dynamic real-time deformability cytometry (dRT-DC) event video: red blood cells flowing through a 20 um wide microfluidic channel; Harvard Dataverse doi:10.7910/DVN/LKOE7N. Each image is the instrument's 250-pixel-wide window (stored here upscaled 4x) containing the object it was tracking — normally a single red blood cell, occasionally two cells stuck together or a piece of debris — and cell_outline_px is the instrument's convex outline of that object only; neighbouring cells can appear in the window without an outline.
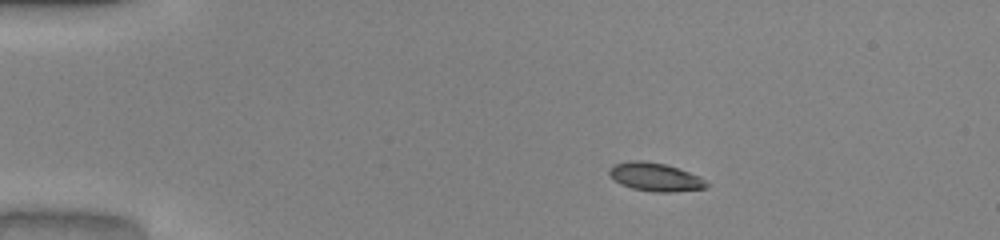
{"species": "common noctule bat (a hibernating species)", "species_latin": "Nyctalus noctula", "temperature_condition": "warm", "stored_images_in_passage": 42, "camera_frame_rate_fps": 3000, "um_per_image_px": 0.085, "animal": {"sex": "male", "body_mass_g": 20.0, "forearm_length_mm": 53.3}, "frame": {"image": 1, "passage_image": 1, "time_ms": 0.0, "image_size_px": [1000, 240], "cell_outline_px": [[712, 184], [708, 188], [672, 192], [652, 192], [632, 188], [620, 184], [608, 172], [616, 164], [628, 160], [644, 160], [664, 164], [700, 176]], "centroid_in_image_um": [55.77, 15.06], "position_along_channel_um": 29.2, "area_um2": 16.07}}
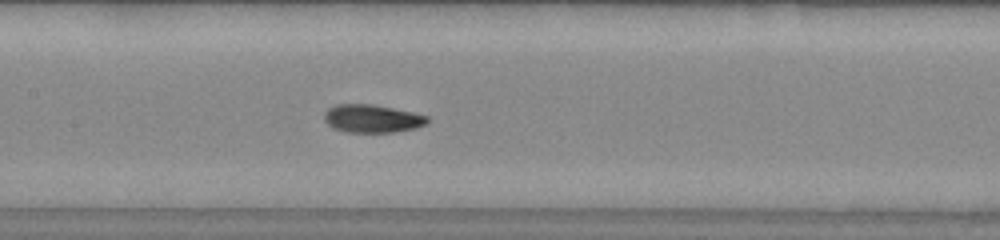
{"frame": {"image": 2, "passage_image": 17, "time_ms": 5.333, "image_size_px": [1000, 240], "cell_outline_px": [[428, 124], [416, 128], [396, 132], [348, 132], [332, 128], [324, 120], [324, 112], [328, 108], [336, 104], [372, 104], [412, 112], [428, 116]], "centroid_in_image_um": [31.63, 10.08], "position_along_channel_um": 175.8, "area_um2": 16.94}}
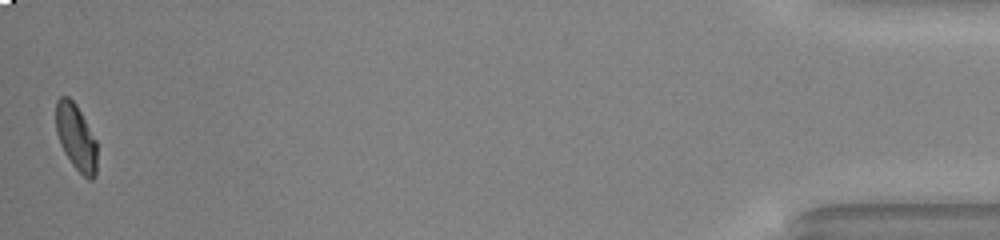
{"frame": {"image": 3, "passage_image": 42, "time_ms": 13.667, "image_size_px": [1000, 240], "cell_outline_px": [[96, 176], [92, 180], [88, 180], [72, 164], [64, 152], [60, 144], [56, 132], [56, 100], [60, 96], [68, 96], [76, 104], [96, 140]], "centroid_in_image_um": [6.45, 11.67], "position_along_channel_um": 428.7, "area_um2": 15.84}, "authors_computed_cell_mechanics": {"area_um2": 16.5308, "velocity_mm_per_s": 4.0867, "shape_relaxation_time_tau1_ms": 8.0043, "shape_relaxation_time_tau2_ms": 2.2229, "deformation_change_tau1": 0.2654, "deformation_change_tau2": 0.0544}}